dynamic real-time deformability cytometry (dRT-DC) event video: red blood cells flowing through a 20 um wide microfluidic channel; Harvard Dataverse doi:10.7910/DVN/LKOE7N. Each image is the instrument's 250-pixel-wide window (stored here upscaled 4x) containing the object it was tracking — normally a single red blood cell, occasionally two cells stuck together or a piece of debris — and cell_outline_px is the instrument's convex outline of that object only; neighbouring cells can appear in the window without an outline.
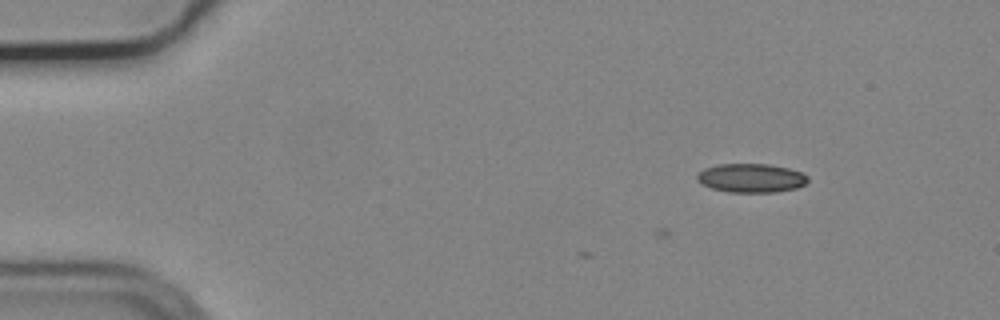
{"species": "common noctule bat (a hibernating species)", "species_latin": "Nyctalus noctula", "temperature_condition": "cold", "stored_images_in_passage": 2, "camera_frame_rate_fps": 3000, "um_per_image_px": 0.085, "animal": {"sex": "male", "body_mass_g": 19.2, "forearm_length_mm": 51.8}, "frame": {"image": 1, "passage_image": 2, "time_ms": 0.333, "image_size_px": [1000, 320], "cell_outline_px": [[808, 180], [804, 184], [796, 188], [776, 192], [728, 192], [712, 188], [696, 180], [696, 176], [704, 168], [716, 164], [768, 164], [788, 168], [800, 172], [808, 176]], "centroid_in_image_um": [63.84, 15.13], "position_along_channel_um": 21.2, "area_um2": 18.55}}